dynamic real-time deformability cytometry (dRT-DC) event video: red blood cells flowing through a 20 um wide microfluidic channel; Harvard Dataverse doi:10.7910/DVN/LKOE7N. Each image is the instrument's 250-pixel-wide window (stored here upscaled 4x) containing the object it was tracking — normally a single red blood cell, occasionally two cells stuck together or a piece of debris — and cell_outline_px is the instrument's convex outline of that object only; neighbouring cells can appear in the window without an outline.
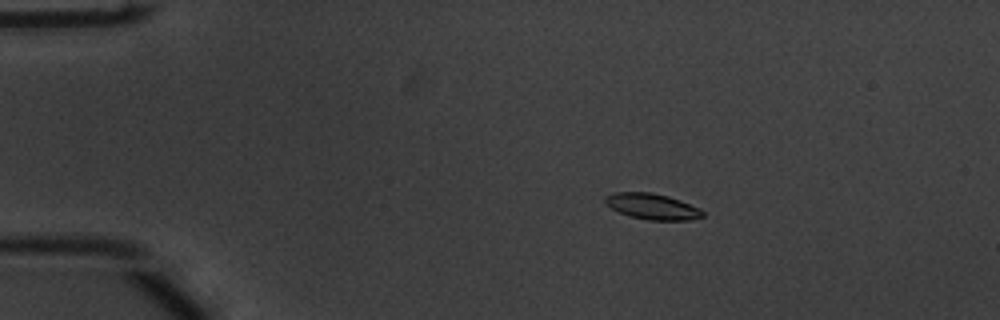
{"species": "common noctule bat (a hibernating species)", "species_latin": "Nyctalus noctula", "temperature_condition": "warm", "stored_images_in_passage": 56, "camera_frame_rate_fps": 3000, "um_per_image_px": 0.085, "animal": {"sex": "male", "body_mass_g": 20.1, "forearm_length_mm": 53.5}, "frame": {"image": 1, "passage_image": 11, "time_ms": 3.333, "image_size_px": [1000, 320], "cell_outline_px": [[704, 216], [688, 220], [648, 220], [628, 216], [612, 208], [604, 200], [604, 196], [616, 192], [652, 192], [668, 196], [680, 200], [700, 208], [704, 212]], "centroid_in_image_um": [55.45, 17.54], "position_along_channel_um": 29.5, "area_um2": 14.68}}
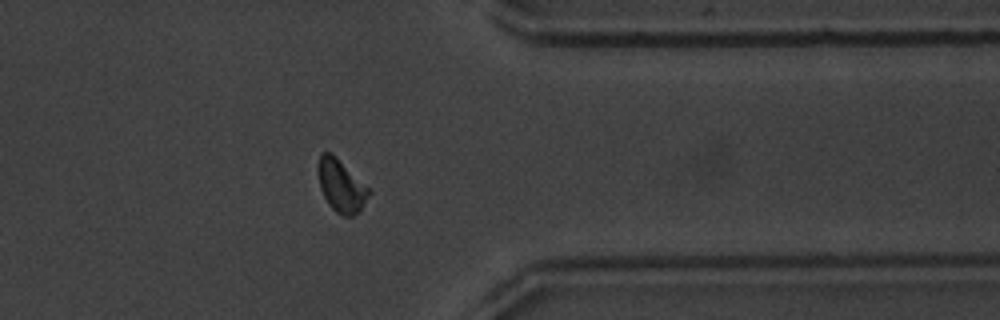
{"frame": {"image": 2, "passage_image": 45, "time_ms": 14.667, "image_size_px": [1000, 320], "cell_outline_px": [[372, 192], [364, 204], [352, 216], [340, 216], [328, 204], [320, 188], [320, 152], [332, 152]], "centroid_in_image_um": [29.01, 15.81], "position_along_channel_um": 382.4, "area_um2": 15.03}}
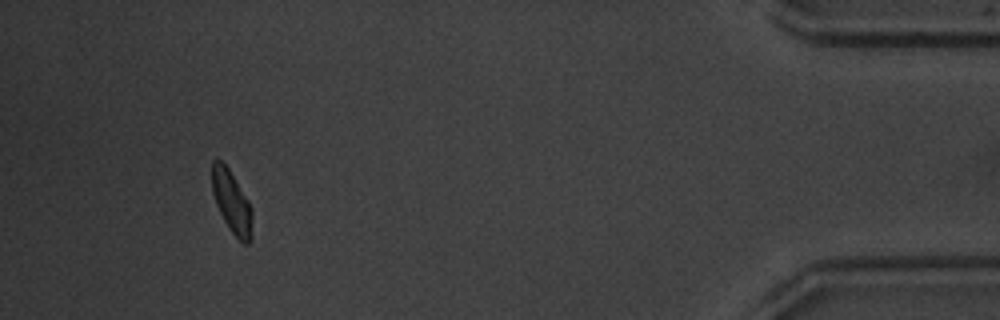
{"frame": {"image": 3, "passage_image": 52, "time_ms": 17.0, "image_size_px": [1000, 320], "cell_outline_px": [[252, 236], [248, 244], [244, 244], [228, 228], [216, 204], [212, 192], [212, 160], [216, 156], [228, 168], [248, 200], [252, 208]], "centroid_in_image_um": [19.69, 17.16], "position_along_channel_um": 415.5, "area_um2": 14.62}, "authors_computed_cell_mechanics": {"area_um2": 14.7101, "velocity_mm_per_s": 3.7333, "shape_relaxation_time_tau1_ms": 1.9834, "shape_relaxation_time_tau2_ms": 3.0758, "deformation_change_tau1": 0.1379, "deformation_change_tau2": 0.0708}}